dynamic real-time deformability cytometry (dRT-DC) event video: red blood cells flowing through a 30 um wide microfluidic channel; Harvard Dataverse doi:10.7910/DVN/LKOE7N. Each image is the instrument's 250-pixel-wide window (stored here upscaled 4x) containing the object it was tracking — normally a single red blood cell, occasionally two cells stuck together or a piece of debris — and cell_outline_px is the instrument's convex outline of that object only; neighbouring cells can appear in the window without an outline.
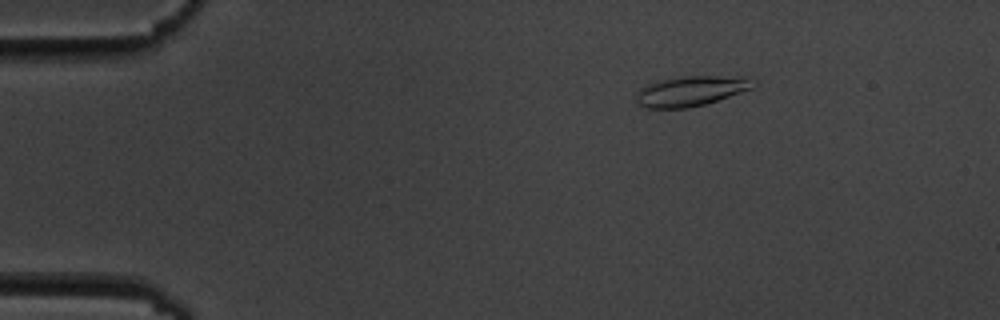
{"species": "common noctule bat (a hibernating species)", "species_latin": "Nyctalus noctula", "temperature_condition": "cold", "stored_images_in_passage": 5, "camera_frame_rate_fps": 3000, "um_per_image_px": 0.085, "animal": {"sex": "male", "body_mass_g": 19.5, "forearm_length_mm": 54.6}, "frame": {"image": 1, "passage_image": 2, "time_ms": 2.0, "image_size_px": [1000, 320], "cell_outline_px": [[756, 84], [752, 88], [704, 104], [688, 108], [648, 108], [640, 104], [636, 100], [636, 92], [640, 88], [648, 84], [664, 80], [684, 76], [716, 76], [744, 80]], "centroid_in_image_um": [58.59, 7.77], "position_along_channel_um": 26.4, "area_um2": 19.54}}